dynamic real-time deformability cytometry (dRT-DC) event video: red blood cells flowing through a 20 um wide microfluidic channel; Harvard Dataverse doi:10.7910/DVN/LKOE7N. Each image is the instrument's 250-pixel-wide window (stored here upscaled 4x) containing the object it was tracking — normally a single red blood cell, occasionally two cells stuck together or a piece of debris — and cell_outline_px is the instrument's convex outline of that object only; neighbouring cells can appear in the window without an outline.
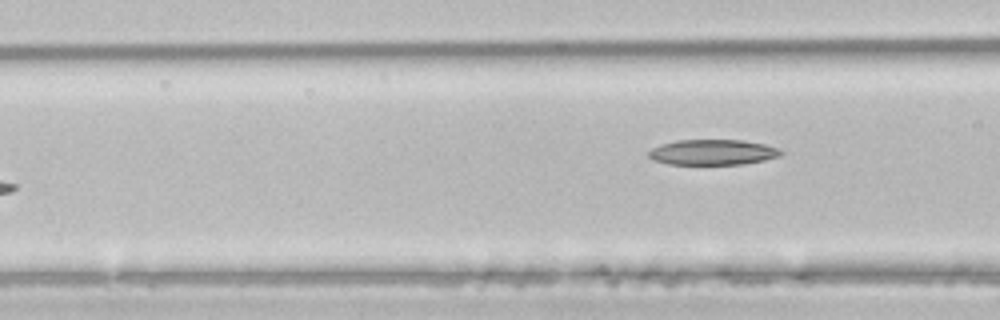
{"species": "common noctule bat (a hibernating species)", "species_latin": "Nyctalus noctula", "temperature_condition": "room temperature", "stored_images_in_passage": 6, "camera_frame_rate_fps": 3000, "um_per_image_px": 0.085, "animal": {"sex": "male", "body_mass_g": 21.5, "forearm_length_mm": 52.0}, "frame": {"image": 1, "passage_image": 6, "time_ms": 1.667, "image_size_px": [1000, 320], "cell_outline_px": [[784, 152], [780, 156], [764, 160], [744, 164], [668, 164], [652, 160], [648, 156], [648, 152], [652, 148], [660, 144], [680, 140], [744, 140], [764, 144], [780, 148]], "centroid_in_image_um": [60.59, 12.94], "position_along_channel_um": 106.0, "area_um2": 19.71}}